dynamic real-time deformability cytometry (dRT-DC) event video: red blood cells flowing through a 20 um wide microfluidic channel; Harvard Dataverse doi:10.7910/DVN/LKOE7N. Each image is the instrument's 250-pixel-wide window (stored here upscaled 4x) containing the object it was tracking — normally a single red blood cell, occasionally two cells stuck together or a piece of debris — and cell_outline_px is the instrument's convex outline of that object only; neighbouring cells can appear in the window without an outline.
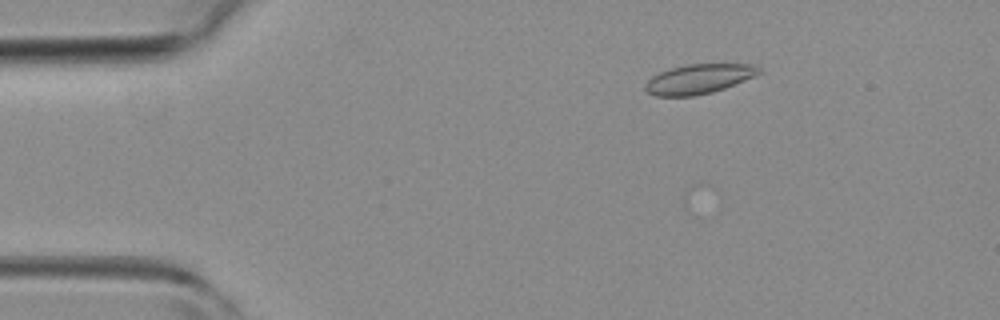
{"species": "common noctule bat (a hibernating species)", "species_latin": "Nyctalus noctula", "temperature_condition": "room temperature", "stored_images_in_passage": 40, "camera_frame_rate_fps": 3000, "um_per_image_px": 0.085, "animal": {"sex": "female", "body_mass_g": 19.3, "forearm_length_mm": 54.1}, "frame": {"image": 1, "passage_image": 2, "time_ms": 0.333, "image_size_px": [1000, 320], "cell_outline_px": [[764, 72], [756, 76], [724, 88], [712, 92], [692, 96], [656, 96], [648, 92], [644, 88], [644, 84], [652, 76], [660, 72], [672, 68], [688, 64], [752, 64], [760, 68]], "centroid_in_image_um": [59.42, 6.71], "position_along_channel_um": 25.6, "area_um2": 19.59}}
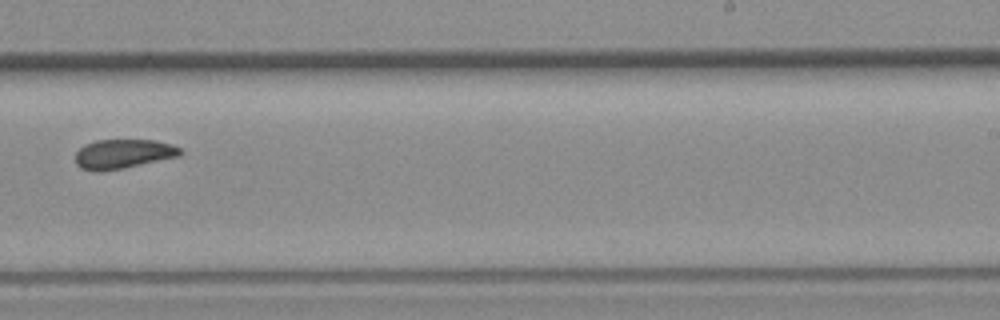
{"frame": {"image": 2, "passage_image": 23, "time_ms": 7.333, "image_size_px": [1000, 320], "cell_outline_px": [[184, 152], [180, 156], [124, 168], [100, 172], [80, 168], [76, 164], [76, 152], [84, 144], [96, 140], [152, 140], [172, 144], [180, 148]], "centroid_in_image_um": [10.47, 13.08], "position_along_channel_um": 278.5, "area_um2": 18.03}}
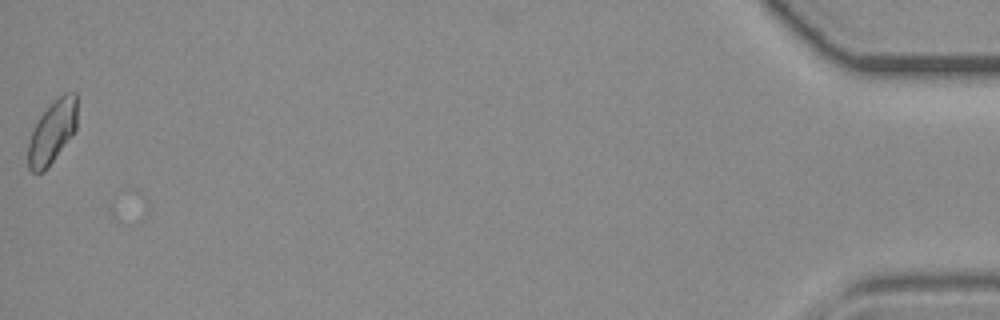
{"frame": {"image": 3, "passage_image": 40, "time_ms": 13.0, "image_size_px": [1000, 320], "cell_outline_px": [[76, 128], [48, 168], [44, 172], [32, 172], [28, 168], [28, 144], [32, 128], [48, 104], [64, 92], [76, 92]], "centroid_in_image_um": [4.41, 11.2], "position_along_channel_um": 430.8, "area_um2": 18.03}}